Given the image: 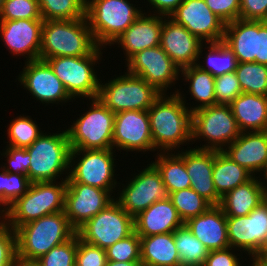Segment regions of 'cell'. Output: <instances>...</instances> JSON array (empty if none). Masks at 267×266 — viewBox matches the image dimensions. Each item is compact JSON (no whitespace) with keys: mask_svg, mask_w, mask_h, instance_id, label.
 Returning a JSON list of instances; mask_svg holds the SVG:
<instances>
[{"mask_svg":"<svg viewBox=\"0 0 267 266\" xmlns=\"http://www.w3.org/2000/svg\"><path fill=\"white\" fill-rule=\"evenodd\" d=\"M176 90L170 96L162 93L147 110L154 152H176L182 147L180 145L193 142L192 111L188 109L183 93Z\"/></svg>","mask_w":267,"mask_h":266,"instance_id":"obj_1","label":"cell"},{"mask_svg":"<svg viewBox=\"0 0 267 266\" xmlns=\"http://www.w3.org/2000/svg\"><path fill=\"white\" fill-rule=\"evenodd\" d=\"M98 45L86 16L75 20H45L42 25L40 60L52 57H81Z\"/></svg>","mask_w":267,"mask_h":266,"instance_id":"obj_2","label":"cell"},{"mask_svg":"<svg viewBox=\"0 0 267 266\" xmlns=\"http://www.w3.org/2000/svg\"><path fill=\"white\" fill-rule=\"evenodd\" d=\"M17 256L38 260L42 255L71 239L76 230L65 211H60L19 226L16 230Z\"/></svg>","mask_w":267,"mask_h":266,"instance_id":"obj_3","label":"cell"},{"mask_svg":"<svg viewBox=\"0 0 267 266\" xmlns=\"http://www.w3.org/2000/svg\"><path fill=\"white\" fill-rule=\"evenodd\" d=\"M63 177L61 182H32L28 191L5 210V222L16 230L43 216L64 211L67 178Z\"/></svg>","mask_w":267,"mask_h":266,"instance_id":"obj_4","label":"cell"},{"mask_svg":"<svg viewBox=\"0 0 267 266\" xmlns=\"http://www.w3.org/2000/svg\"><path fill=\"white\" fill-rule=\"evenodd\" d=\"M26 150L30 154L31 182L56 181L64 174L68 178L71 146L67 130L42 133Z\"/></svg>","mask_w":267,"mask_h":266,"instance_id":"obj_5","label":"cell"},{"mask_svg":"<svg viewBox=\"0 0 267 266\" xmlns=\"http://www.w3.org/2000/svg\"><path fill=\"white\" fill-rule=\"evenodd\" d=\"M138 8L128 0H86V18L96 44L103 49L111 46L143 13Z\"/></svg>","mask_w":267,"mask_h":266,"instance_id":"obj_6","label":"cell"},{"mask_svg":"<svg viewBox=\"0 0 267 266\" xmlns=\"http://www.w3.org/2000/svg\"><path fill=\"white\" fill-rule=\"evenodd\" d=\"M102 48L98 46L87 56L52 57L45 60L73 100L88 98L90 101L98 98L100 78L97 77L95 66L101 62Z\"/></svg>","mask_w":267,"mask_h":266,"instance_id":"obj_7","label":"cell"},{"mask_svg":"<svg viewBox=\"0 0 267 266\" xmlns=\"http://www.w3.org/2000/svg\"><path fill=\"white\" fill-rule=\"evenodd\" d=\"M192 140H202L196 149L223 151L240 135L230 105L217 104L192 112ZM206 140V141H205Z\"/></svg>","mask_w":267,"mask_h":266,"instance_id":"obj_8","label":"cell"},{"mask_svg":"<svg viewBox=\"0 0 267 266\" xmlns=\"http://www.w3.org/2000/svg\"><path fill=\"white\" fill-rule=\"evenodd\" d=\"M89 110L73 121L67 133L71 149H113V113L99 98L91 99Z\"/></svg>","mask_w":267,"mask_h":266,"instance_id":"obj_9","label":"cell"},{"mask_svg":"<svg viewBox=\"0 0 267 266\" xmlns=\"http://www.w3.org/2000/svg\"><path fill=\"white\" fill-rule=\"evenodd\" d=\"M115 151L113 149H71L69 164L71 169H69L67 183H82L108 190L113 194V190L121 184L115 178Z\"/></svg>","mask_w":267,"mask_h":266,"instance_id":"obj_10","label":"cell"},{"mask_svg":"<svg viewBox=\"0 0 267 266\" xmlns=\"http://www.w3.org/2000/svg\"><path fill=\"white\" fill-rule=\"evenodd\" d=\"M107 83L100 81L98 98L113 113L148 110L161 93L143 78L129 74L115 76Z\"/></svg>","mask_w":267,"mask_h":266,"instance_id":"obj_11","label":"cell"},{"mask_svg":"<svg viewBox=\"0 0 267 266\" xmlns=\"http://www.w3.org/2000/svg\"><path fill=\"white\" fill-rule=\"evenodd\" d=\"M133 232L134 218L115 200L76 231L81 240L103 249Z\"/></svg>","mask_w":267,"mask_h":266,"instance_id":"obj_12","label":"cell"},{"mask_svg":"<svg viewBox=\"0 0 267 266\" xmlns=\"http://www.w3.org/2000/svg\"><path fill=\"white\" fill-rule=\"evenodd\" d=\"M139 173H135L133 178L119 190L115 201L124 209L126 213L133 218L140 212L149 208L153 203L159 200L167 199L169 194L166 186L162 181V177L157 168L152 164H148ZM137 174V175H136Z\"/></svg>","mask_w":267,"mask_h":266,"instance_id":"obj_13","label":"cell"},{"mask_svg":"<svg viewBox=\"0 0 267 266\" xmlns=\"http://www.w3.org/2000/svg\"><path fill=\"white\" fill-rule=\"evenodd\" d=\"M125 64L129 74L143 78L161 94L175 86L176 80L181 78V70L161 46L139 51Z\"/></svg>","mask_w":267,"mask_h":266,"instance_id":"obj_14","label":"cell"},{"mask_svg":"<svg viewBox=\"0 0 267 266\" xmlns=\"http://www.w3.org/2000/svg\"><path fill=\"white\" fill-rule=\"evenodd\" d=\"M23 71L17 80L30 95L42 104H60L72 102L59 78L51 66L44 60L25 61ZM70 100V101H69ZM72 100V101H71Z\"/></svg>","mask_w":267,"mask_h":266,"instance_id":"obj_15","label":"cell"},{"mask_svg":"<svg viewBox=\"0 0 267 266\" xmlns=\"http://www.w3.org/2000/svg\"><path fill=\"white\" fill-rule=\"evenodd\" d=\"M169 17L204 44L224 39L226 24L210 10L205 0H184Z\"/></svg>","mask_w":267,"mask_h":266,"instance_id":"obj_16","label":"cell"},{"mask_svg":"<svg viewBox=\"0 0 267 266\" xmlns=\"http://www.w3.org/2000/svg\"><path fill=\"white\" fill-rule=\"evenodd\" d=\"M113 197L108 190L82 183H67L64 211L70 225L77 231L110 205L115 200Z\"/></svg>","mask_w":267,"mask_h":266,"instance_id":"obj_17","label":"cell"},{"mask_svg":"<svg viewBox=\"0 0 267 266\" xmlns=\"http://www.w3.org/2000/svg\"><path fill=\"white\" fill-rule=\"evenodd\" d=\"M113 149L126 152H152L153 139L147 110H128L115 113Z\"/></svg>","mask_w":267,"mask_h":266,"instance_id":"obj_18","label":"cell"},{"mask_svg":"<svg viewBox=\"0 0 267 266\" xmlns=\"http://www.w3.org/2000/svg\"><path fill=\"white\" fill-rule=\"evenodd\" d=\"M227 230L229 246L253 257L267 233V198L247 216L227 217Z\"/></svg>","mask_w":267,"mask_h":266,"instance_id":"obj_19","label":"cell"},{"mask_svg":"<svg viewBox=\"0 0 267 266\" xmlns=\"http://www.w3.org/2000/svg\"><path fill=\"white\" fill-rule=\"evenodd\" d=\"M43 22V19L0 20V37L9 53L26 57V62L39 60Z\"/></svg>","mask_w":267,"mask_h":266,"instance_id":"obj_20","label":"cell"},{"mask_svg":"<svg viewBox=\"0 0 267 266\" xmlns=\"http://www.w3.org/2000/svg\"><path fill=\"white\" fill-rule=\"evenodd\" d=\"M202 44L203 42L183 25L164 16L160 46L180 70L196 65L199 58V48Z\"/></svg>","mask_w":267,"mask_h":266,"instance_id":"obj_21","label":"cell"},{"mask_svg":"<svg viewBox=\"0 0 267 266\" xmlns=\"http://www.w3.org/2000/svg\"><path fill=\"white\" fill-rule=\"evenodd\" d=\"M142 13L115 41L123 50L126 61L146 48L160 46L164 16Z\"/></svg>","mask_w":267,"mask_h":266,"instance_id":"obj_22","label":"cell"},{"mask_svg":"<svg viewBox=\"0 0 267 266\" xmlns=\"http://www.w3.org/2000/svg\"><path fill=\"white\" fill-rule=\"evenodd\" d=\"M223 152L232 161L256 176L267 163V130L241 132Z\"/></svg>","mask_w":267,"mask_h":266,"instance_id":"obj_23","label":"cell"},{"mask_svg":"<svg viewBox=\"0 0 267 266\" xmlns=\"http://www.w3.org/2000/svg\"><path fill=\"white\" fill-rule=\"evenodd\" d=\"M188 148L184 150V162L190 176V188L212 206L220 205L221 198L217 195L212 178L215 150Z\"/></svg>","mask_w":267,"mask_h":266,"instance_id":"obj_24","label":"cell"},{"mask_svg":"<svg viewBox=\"0 0 267 266\" xmlns=\"http://www.w3.org/2000/svg\"><path fill=\"white\" fill-rule=\"evenodd\" d=\"M184 224L208 251L230 247L227 217L219 205L211 206L206 212L188 219Z\"/></svg>","mask_w":267,"mask_h":266,"instance_id":"obj_25","label":"cell"},{"mask_svg":"<svg viewBox=\"0 0 267 266\" xmlns=\"http://www.w3.org/2000/svg\"><path fill=\"white\" fill-rule=\"evenodd\" d=\"M183 225L169 197L156 201L134 217V231L139 237L173 233Z\"/></svg>","mask_w":267,"mask_h":266,"instance_id":"obj_26","label":"cell"},{"mask_svg":"<svg viewBox=\"0 0 267 266\" xmlns=\"http://www.w3.org/2000/svg\"><path fill=\"white\" fill-rule=\"evenodd\" d=\"M229 105L241 132L267 130V96L242 92Z\"/></svg>","mask_w":267,"mask_h":266,"instance_id":"obj_27","label":"cell"},{"mask_svg":"<svg viewBox=\"0 0 267 266\" xmlns=\"http://www.w3.org/2000/svg\"><path fill=\"white\" fill-rule=\"evenodd\" d=\"M258 178L253 176L221 198L219 206L226 217L247 216L267 198V193Z\"/></svg>","mask_w":267,"mask_h":266,"instance_id":"obj_28","label":"cell"},{"mask_svg":"<svg viewBox=\"0 0 267 266\" xmlns=\"http://www.w3.org/2000/svg\"><path fill=\"white\" fill-rule=\"evenodd\" d=\"M223 42L233 51L238 63L255 62L257 21L237 19L227 23Z\"/></svg>","mask_w":267,"mask_h":266,"instance_id":"obj_29","label":"cell"},{"mask_svg":"<svg viewBox=\"0 0 267 266\" xmlns=\"http://www.w3.org/2000/svg\"><path fill=\"white\" fill-rule=\"evenodd\" d=\"M140 247L144 266H181L173 233L140 237Z\"/></svg>","mask_w":267,"mask_h":266,"instance_id":"obj_30","label":"cell"},{"mask_svg":"<svg viewBox=\"0 0 267 266\" xmlns=\"http://www.w3.org/2000/svg\"><path fill=\"white\" fill-rule=\"evenodd\" d=\"M177 152H157L158 155L155 156L157 158L151 161L160 172L168 194L191 186L184 162V147Z\"/></svg>","mask_w":267,"mask_h":266,"instance_id":"obj_31","label":"cell"},{"mask_svg":"<svg viewBox=\"0 0 267 266\" xmlns=\"http://www.w3.org/2000/svg\"><path fill=\"white\" fill-rule=\"evenodd\" d=\"M252 177L249 171L232 161L223 151H215L212 178L220 198Z\"/></svg>","mask_w":267,"mask_h":266,"instance_id":"obj_32","label":"cell"},{"mask_svg":"<svg viewBox=\"0 0 267 266\" xmlns=\"http://www.w3.org/2000/svg\"><path fill=\"white\" fill-rule=\"evenodd\" d=\"M182 80L189 82V95L191 99L198 102L194 106L188 107L192 112L206 106L217 105L215 98V77L209 72L201 70L198 66L192 65L181 70ZM200 103V104H199Z\"/></svg>","mask_w":267,"mask_h":266,"instance_id":"obj_33","label":"cell"},{"mask_svg":"<svg viewBox=\"0 0 267 266\" xmlns=\"http://www.w3.org/2000/svg\"><path fill=\"white\" fill-rule=\"evenodd\" d=\"M205 46L206 47H204V44H202L199 48V58L196 66H198L203 71L209 72L214 77L223 75L225 73L235 72L238 61L233 51L226 43H224L223 41L205 43ZM203 47L204 49L207 48L208 52L206 51V54L204 56V63L200 64V58H204L202 54Z\"/></svg>","mask_w":267,"mask_h":266,"instance_id":"obj_34","label":"cell"},{"mask_svg":"<svg viewBox=\"0 0 267 266\" xmlns=\"http://www.w3.org/2000/svg\"><path fill=\"white\" fill-rule=\"evenodd\" d=\"M173 238L181 266H203L209 251L185 224L173 232Z\"/></svg>","mask_w":267,"mask_h":266,"instance_id":"obj_35","label":"cell"},{"mask_svg":"<svg viewBox=\"0 0 267 266\" xmlns=\"http://www.w3.org/2000/svg\"><path fill=\"white\" fill-rule=\"evenodd\" d=\"M42 19L75 20L86 16V0H38Z\"/></svg>","mask_w":267,"mask_h":266,"instance_id":"obj_36","label":"cell"},{"mask_svg":"<svg viewBox=\"0 0 267 266\" xmlns=\"http://www.w3.org/2000/svg\"><path fill=\"white\" fill-rule=\"evenodd\" d=\"M235 73L243 93L267 96V65L256 62L238 63Z\"/></svg>","mask_w":267,"mask_h":266,"instance_id":"obj_37","label":"cell"},{"mask_svg":"<svg viewBox=\"0 0 267 266\" xmlns=\"http://www.w3.org/2000/svg\"><path fill=\"white\" fill-rule=\"evenodd\" d=\"M169 198L184 223L188 219L206 212L212 206L191 188L172 192L169 194Z\"/></svg>","mask_w":267,"mask_h":266,"instance_id":"obj_38","label":"cell"},{"mask_svg":"<svg viewBox=\"0 0 267 266\" xmlns=\"http://www.w3.org/2000/svg\"><path fill=\"white\" fill-rule=\"evenodd\" d=\"M8 146L26 148L30 146L44 131L40 130L36 121L30 116H17L8 124Z\"/></svg>","mask_w":267,"mask_h":266,"instance_id":"obj_39","label":"cell"},{"mask_svg":"<svg viewBox=\"0 0 267 266\" xmlns=\"http://www.w3.org/2000/svg\"><path fill=\"white\" fill-rule=\"evenodd\" d=\"M2 171V172H1ZM29 178L22 174H15L0 170V205L6 210L18 198L23 196L31 185Z\"/></svg>","mask_w":267,"mask_h":266,"instance_id":"obj_40","label":"cell"},{"mask_svg":"<svg viewBox=\"0 0 267 266\" xmlns=\"http://www.w3.org/2000/svg\"><path fill=\"white\" fill-rule=\"evenodd\" d=\"M140 237L134 231L127 238L116 242L106 249L107 261H141Z\"/></svg>","mask_w":267,"mask_h":266,"instance_id":"obj_41","label":"cell"},{"mask_svg":"<svg viewBox=\"0 0 267 266\" xmlns=\"http://www.w3.org/2000/svg\"><path fill=\"white\" fill-rule=\"evenodd\" d=\"M42 19L38 0H5L0 20Z\"/></svg>","mask_w":267,"mask_h":266,"instance_id":"obj_42","label":"cell"},{"mask_svg":"<svg viewBox=\"0 0 267 266\" xmlns=\"http://www.w3.org/2000/svg\"><path fill=\"white\" fill-rule=\"evenodd\" d=\"M77 233L66 242L53 247L37 261L41 266H75Z\"/></svg>","mask_w":267,"mask_h":266,"instance_id":"obj_43","label":"cell"},{"mask_svg":"<svg viewBox=\"0 0 267 266\" xmlns=\"http://www.w3.org/2000/svg\"><path fill=\"white\" fill-rule=\"evenodd\" d=\"M214 90L217 104L223 105H229L242 93V89L235 72L225 73L215 77Z\"/></svg>","mask_w":267,"mask_h":266,"instance_id":"obj_44","label":"cell"},{"mask_svg":"<svg viewBox=\"0 0 267 266\" xmlns=\"http://www.w3.org/2000/svg\"><path fill=\"white\" fill-rule=\"evenodd\" d=\"M106 264V249L84 242L77 234L75 266H106Z\"/></svg>","mask_w":267,"mask_h":266,"instance_id":"obj_45","label":"cell"},{"mask_svg":"<svg viewBox=\"0 0 267 266\" xmlns=\"http://www.w3.org/2000/svg\"><path fill=\"white\" fill-rule=\"evenodd\" d=\"M7 158V164L1 165L0 169L7 172L22 174L28 177V170L30 165V154L26 148L6 146L0 156ZM3 166V167H2Z\"/></svg>","mask_w":267,"mask_h":266,"instance_id":"obj_46","label":"cell"},{"mask_svg":"<svg viewBox=\"0 0 267 266\" xmlns=\"http://www.w3.org/2000/svg\"><path fill=\"white\" fill-rule=\"evenodd\" d=\"M16 256V232L5 222L0 225V266H13Z\"/></svg>","mask_w":267,"mask_h":266,"instance_id":"obj_47","label":"cell"},{"mask_svg":"<svg viewBox=\"0 0 267 266\" xmlns=\"http://www.w3.org/2000/svg\"><path fill=\"white\" fill-rule=\"evenodd\" d=\"M205 2L225 24L239 19L240 0H205Z\"/></svg>","mask_w":267,"mask_h":266,"instance_id":"obj_48","label":"cell"},{"mask_svg":"<svg viewBox=\"0 0 267 266\" xmlns=\"http://www.w3.org/2000/svg\"><path fill=\"white\" fill-rule=\"evenodd\" d=\"M239 19L267 21V0H240Z\"/></svg>","mask_w":267,"mask_h":266,"instance_id":"obj_49","label":"cell"},{"mask_svg":"<svg viewBox=\"0 0 267 266\" xmlns=\"http://www.w3.org/2000/svg\"><path fill=\"white\" fill-rule=\"evenodd\" d=\"M236 249L228 247L222 250L209 251L203 266H242L238 255L233 254Z\"/></svg>","mask_w":267,"mask_h":266,"instance_id":"obj_50","label":"cell"},{"mask_svg":"<svg viewBox=\"0 0 267 266\" xmlns=\"http://www.w3.org/2000/svg\"><path fill=\"white\" fill-rule=\"evenodd\" d=\"M255 62L267 65V21H257V54Z\"/></svg>","mask_w":267,"mask_h":266,"instance_id":"obj_51","label":"cell"},{"mask_svg":"<svg viewBox=\"0 0 267 266\" xmlns=\"http://www.w3.org/2000/svg\"><path fill=\"white\" fill-rule=\"evenodd\" d=\"M152 8V14L169 17L184 0H147Z\"/></svg>","mask_w":267,"mask_h":266,"instance_id":"obj_52","label":"cell"},{"mask_svg":"<svg viewBox=\"0 0 267 266\" xmlns=\"http://www.w3.org/2000/svg\"><path fill=\"white\" fill-rule=\"evenodd\" d=\"M13 266H41L37 260H27L16 256Z\"/></svg>","mask_w":267,"mask_h":266,"instance_id":"obj_53","label":"cell"},{"mask_svg":"<svg viewBox=\"0 0 267 266\" xmlns=\"http://www.w3.org/2000/svg\"><path fill=\"white\" fill-rule=\"evenodd\" d=\"M106 266H144V265L141 261H132V262L107 261Z\"/></svg>","mask_w":267,"mask_h":266,"instance_id":"obj_54","label":"cell"},{"mask_svg":"<svg viewBox=\"0 0 267 266\" xmlns=\"http://www.w3.org/2000/svg\"><path fill=\"white\" fill-rule=\"evenodd\" d=\"M259 174H262V175L258 176L260 184L263 186V189L267 193V163H266L265 167L263 168V170L261 171V173H259ZM261 176H264V178H262V179H264V181H262V179L260 178Z\"/></svg>","mask_w":267,"mask_h":266,"instance_id":"obj_55","label":"cell"},{"mask_svg":"<svg viewBox=\"0 0 267 266\" xmlns=\"http://www.w3.org/2000/svg\"><path fill=\"white\" fill-rule=\"evenodd\" d=\"M256 254H267V233L264 237V240Z\"/></svg>","mask_w":267,"mask_h":266,"instance_id":"obj_56","label":"cell"},{"mask_svg":"<svg viewBox=\"0 0 267 266\" xmlns=\"http://www.w3.org/2000/svg\"><path fill=\"white\" fill-rule=\"evenodd\" d=\"M253 257L257 258L265 266H267V254H255Z\"/></svg>","mask_w":267,"mask_h":266,"instance_id":"obj_57","label":"cell"},{"mask_svg":"<svg viewBox=\"0 0 267 266\" xmlns=\"http://www.w3.org/2000/svg\"><path fill=\"white\" fill-rule=\"evenodd\" d=\"M253 259V260H250L252 262H250L252 265L251 266H265L262 262H260L257 258L255 257H250L249 259Z\"/></svg>","mask_w":267,"mask_h":266,"instance_id":"obj_58","label":"cell"},{"mask_svg":"<svg viewBox=\"0 0 267 266\" xmlns=\"http://www.w3.org/2000/svg\"><path fill=\"white\" fill-rule=\"evenodd\" d=\"M3 223H5V210L0 205V225H2Z\"/></svg>","mask_w":267,"mask_h":266,"instance_id":"obj_59","label":"cell"},{"mask_svg":"<svg viewBox=\"0 0 267 266\" xmlns=\"http://www.w3.org/2000/svg\"><path fill=\"white\" fill-rule=\"evenodd\" d=\"M5 2V0H0V12L2 10V7H3V3Z\"/></svg>","mask_w":267,"mask_h":266,"instance_id":"obj_60","label":"cell"}]
</instances>
